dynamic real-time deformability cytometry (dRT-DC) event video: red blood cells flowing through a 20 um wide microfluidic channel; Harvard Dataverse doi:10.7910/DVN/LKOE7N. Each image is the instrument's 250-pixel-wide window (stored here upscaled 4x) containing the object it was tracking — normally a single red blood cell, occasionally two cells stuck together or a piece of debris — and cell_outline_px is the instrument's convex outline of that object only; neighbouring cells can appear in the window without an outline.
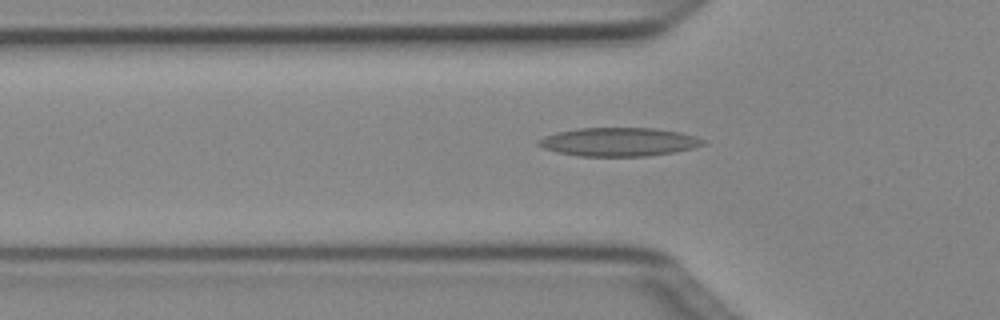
{"species": "Egyptian fruit bat (a non-hibernating species)", "species_latin": "Rousettus aegyptiacus", "temperature_condition": "cold", "stored_images_in_passage": 39, "camera_frame_rate_fps": 3000, "um_per_image_px": 0.085, "animal": {"sex": "female"}, "frame": {"image": 1, "passage_image": 11, "time_ms": 3.333, "image_size_px": [1000, 320], "cell_outline_px": [[704, 144], [692, 148], [676, 152], [644, 156], [580, 156], [556, 152], [544, 148], [536, 144], [536, 140], [544, 136], [556, 132], [576, 128], [656, 128], [680, 132], [696, 136], [704, 140]], "centroid_in_image_um": [52.56, 12.06], "position_along_channel_um": 73.2, "area_um2": 27.51}}
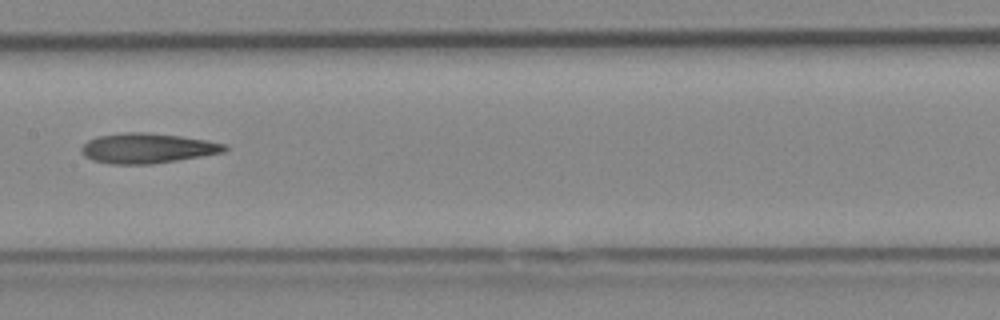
{"frame": {"image": 2, "passage_image": 20, "time_ms": 6.333, "image_size_px": [1000, 320], "cell_outline_px": [[228, 148], [224, 152], [152, 164], [108, 164], [92, 160], [84, 156], [80, 152], [80, 148], [88, 140], [96, 136], [124, 132], [148, 132], [180, 136], [208, 140], [228, 144]], "centroid_in_image_um": [12.5, 12.59], "position_along_channel_um": 194.9, "area_um2": 25.26}}
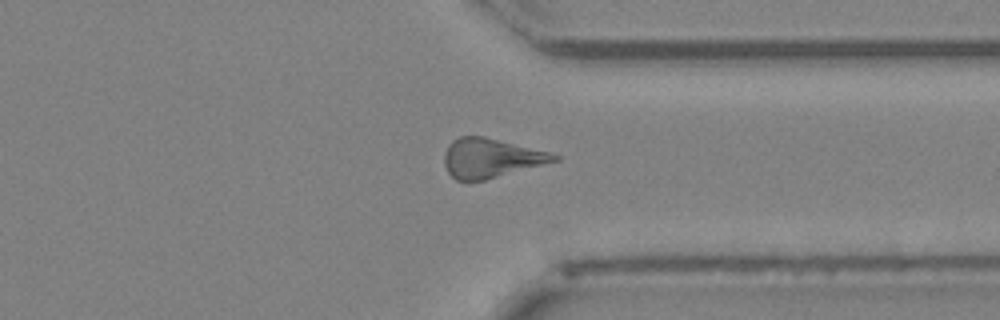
{"frame": {"image": 3, "passage_image": 33, "time_ms": 10.667, "image_size_px": [1000, 320], "cell_outline_px": [[560, 160], [484, 180], [456, 180], [448, 172], [444, 164], [444, 152], [448, 144], [452, 140], [460, 136], [484, 136], [548, 152], [560, 156]], "centroid_in_image_um": [41.69, 13.43], "position_along_channel_um": 369.7, "area_um2": 24.91}}